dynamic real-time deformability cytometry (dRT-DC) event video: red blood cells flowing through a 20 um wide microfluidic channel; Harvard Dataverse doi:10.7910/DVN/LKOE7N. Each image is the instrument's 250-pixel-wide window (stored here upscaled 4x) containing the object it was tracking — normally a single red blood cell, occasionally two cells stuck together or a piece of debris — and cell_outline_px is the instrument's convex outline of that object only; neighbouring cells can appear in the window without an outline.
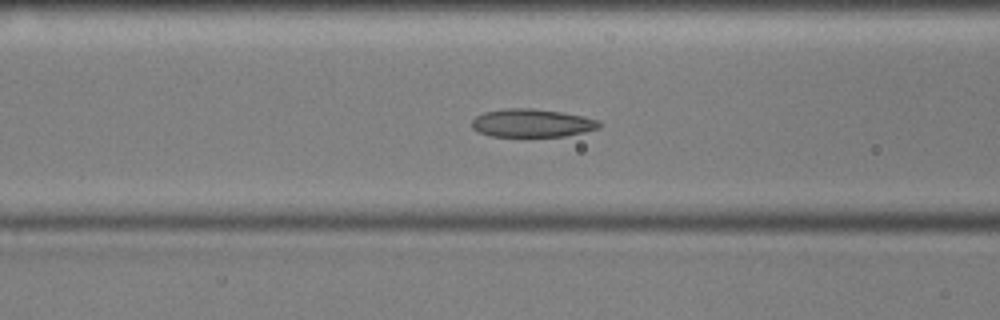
{"species": "common noctule bat (a hibernating species)", "species_latin": "Nyctalus noctula", "temperature_condition": "cold", "stored_images_in_passage": 56, "camera_frame_rate_fps": 3000, "um_per_image_px": 0.085, "animal": {"sex": "male", "body_mass_g": 17.9, "forearm_length_mm": 54.2}, "frame": {"image": 1, "passage_image": 21, "time_ms": 6.667, "image_size_px": [1000, 320], "cell_outline_px": [[600, 128], [584, 132], [564, 136], [492, 136], [480, 132], [472, 128], [472, 120], [476, 116], [484, 112], [508, 108], [532, 108], [560, 112], [584, 116], [600, 120]], "centroid_in_image_um": [45.24, 10.45], "position_along_channel_um": 121.4, "area_um2": 20.81}}
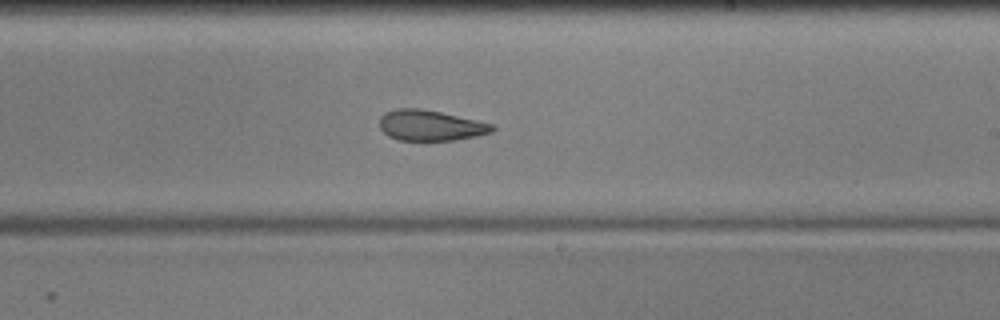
{"frame": {"image": 2, "passage_image": 32, "time_ms": 10.333, "image_size_px": [1000, 320], "cell_outline_px": [[496, 128], [492, 132], [476, 136], [456, 140], [400, 140], [388, 136], [380, 128], [380, 116], [384, 112], [396, 108], [416, 108], [440, 112], [476, 120], [492, 124]], "centroid_in_image_um": [36.57, 10.66], "position_along_channel_um": 252.4, "area_um2": 20.0}}
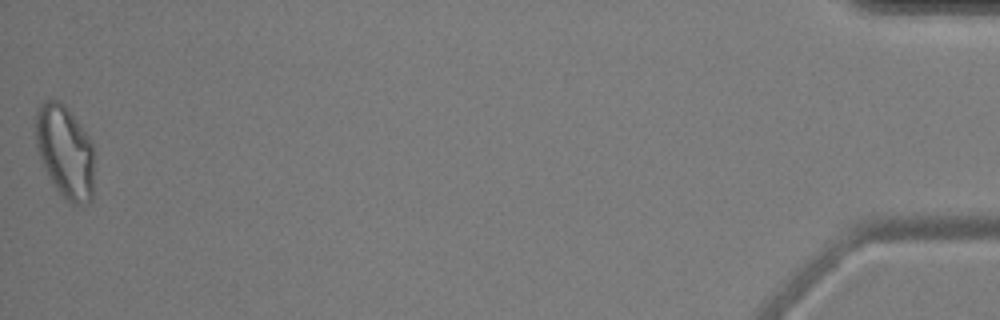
{"frame": {"image": 3, "passage_image": 55, "time_ms": 18.0, "image_size_px": [1000, 320], "cell_outline_px": [[92, 200], [88, 204], [68, 204], [60, 196], [48, 176], [36, 148], [36, 108], [44, 100], [56, 100], [64, 104], [72, 112], [80, 124], [92, 144]], "centroid_in_image_um": [5.5, 12.91], "position_along_channel_um": 429.7, "area_um2": 31.79}}